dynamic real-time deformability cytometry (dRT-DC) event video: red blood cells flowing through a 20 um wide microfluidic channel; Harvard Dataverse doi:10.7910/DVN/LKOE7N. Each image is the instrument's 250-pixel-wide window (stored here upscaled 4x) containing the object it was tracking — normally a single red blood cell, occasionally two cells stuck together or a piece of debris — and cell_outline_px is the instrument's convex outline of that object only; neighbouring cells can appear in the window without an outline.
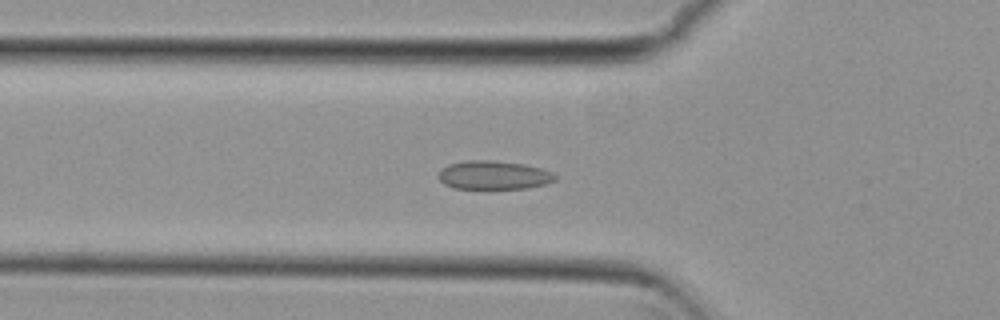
{"species": "common noctule bat (a hibernating species)", "species_latin": "Nyctalus noctula", "temperature_condition": "cold", "stored_images_in_passage": 46, "camera_frame_rate_fps": 3000, "um_per_image_px": 0.085, "animal": {"sex": "female", "body_mass_g": 29.2, "forearm_length_mm": 56.3}, "frame": {"image": 1, "passage_image": 12, "time_ms": 3.667, "image_size_px": [1000, 320], "cell_outline_px": [[556, 180], [548, 184], [528, 188], [452, 188], [444, 184], [436, 176], [440, 168], [448, 164], [468, 160], [488, 160], [524, 164], [540, 168], [552, 172], [556, 176]], "centroid_in_image_um": [41.94, 14.88], "position_along_channel_um": 83.9, "area_um2": 19.59}}
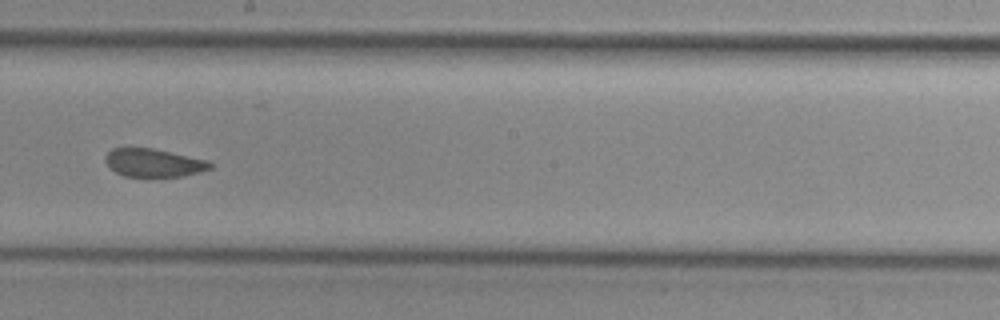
{"frame": {"image": 2, "passage_image": 24, "time_ms": 7.667, "image_size_px": [1000, 320], "cell_outline_px": [[212, 168], [200, 172], [184, 176], [124, 176], [116, 172], [104, 160], [104, 156], [112, 148], [152, 148], [208, 160], [212, 164]], "centroid_in_image_um": [13.07, 13.83], "position_along_channel_um": 235.1, "area_um2": 17.05}}
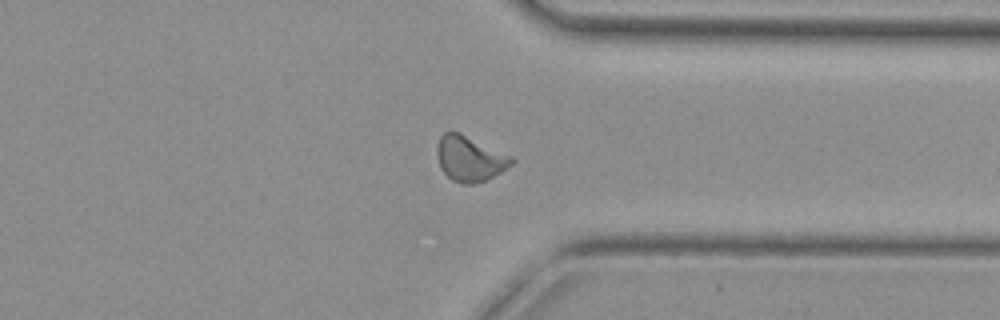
{"frame": {"image": 3, "passage_image": 35, "time_ms": 11.333, "image_size_px": [1000, 320], "cell_outline_px": [[516, 160], [512, 164], [500, 172], [484, 180], [472, 184], [460, 184], [452, 180], [440, 168], [436, 152], [436, 148], [440, 136], [444, 132], [460, 132], [512, 156]], "centroid_in_image_um": [39.91, 13.47], "position_along_channel_um": 371.5, "area_um2": 19.65}, "authors_computed_cell_mechanics": {"area_um2": 18.8428, "velocity_mm_per_s": 3.7749, "shape_relaxation_time_tau1_ms": null, "shape_relaxation_time_tau2_ms": 1.7242, "deformation_change_tau1": null, "deformation_change_tau2": 0.0663}}